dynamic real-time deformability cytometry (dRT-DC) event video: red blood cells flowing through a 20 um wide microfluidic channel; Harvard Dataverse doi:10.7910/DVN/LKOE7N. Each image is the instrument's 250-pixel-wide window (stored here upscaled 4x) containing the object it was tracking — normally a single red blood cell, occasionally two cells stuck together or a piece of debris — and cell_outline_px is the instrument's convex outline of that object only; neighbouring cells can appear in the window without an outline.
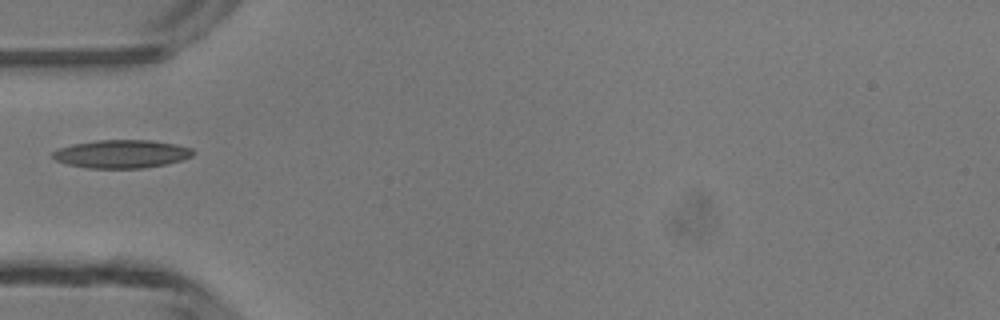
{"species": "common noctule bat (a hibernating species)", "species_latin": "Nyctalus noctula", "temperature_condition": "room temperature", "stored_images_in_passage": 1, "camera_frame_rate_fps": 3000, "um_per_image_px": 0.085, "animal": {"sex": "male", "body_mass_g": 13.3}, "frame": {"image": 1, "passage_image": 1, "time_ms": 0.0, "image_size_px": [1000, 320], "cell_outline_px": [[196, 152], [192, 156], [180, 160], [164, 164], [144, 168], [88, 168], [68, 164], [56, 160], [52, 156], [52, 152], [60, 148], [72, 144], [96, 140], [152, 140], [176, 144], [192, 148]], "centroid_in_image_um": [10.35, 13.08], "position_along_channel_um": 74.6, "area_um2": 23.0}}